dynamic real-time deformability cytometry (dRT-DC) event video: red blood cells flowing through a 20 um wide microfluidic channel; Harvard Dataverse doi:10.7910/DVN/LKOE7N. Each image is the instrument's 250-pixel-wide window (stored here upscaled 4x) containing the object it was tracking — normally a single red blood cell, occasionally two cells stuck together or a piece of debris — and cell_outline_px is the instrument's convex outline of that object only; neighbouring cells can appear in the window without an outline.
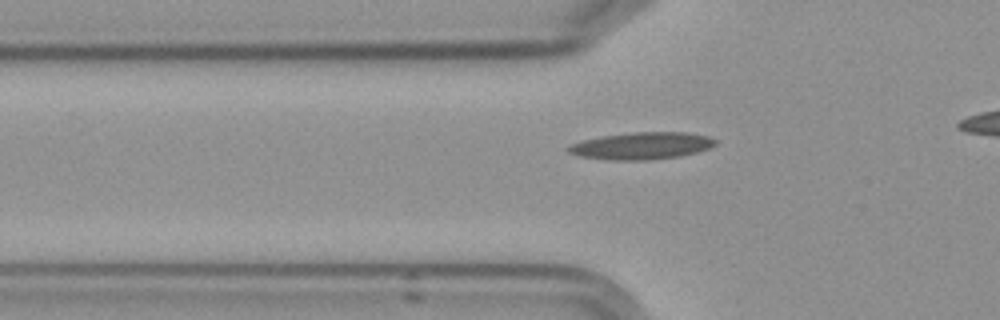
{"species": "Egyptian fruit bat (a non-hibernating species)", "species_latin": "Rousettus aegyptiacus", "temperature_condition": "cold", "stored_images_in_passage": 42, "camera_frame_rate_fps": 3000, "um_per_image_px": 0.085, "frame": {"image": 1, "passage_image": 12, "time_ms": 3.667, "image_size_px": [1000, 320], "cell_outline_px": [[716, 144], [708, 148], [696, 152], [680, 156], [648, 160], [612, 160], [580, 156], [568, 152], [564, 148], [568, 144], [580, 140], [600, 136], [632, 132], [688, 132], [708, 136], [716, 140]], "centroid_in_image_um": [54.48, 12.38], "position_along_channel_um": 71.3, "area_um2": 23.41}}
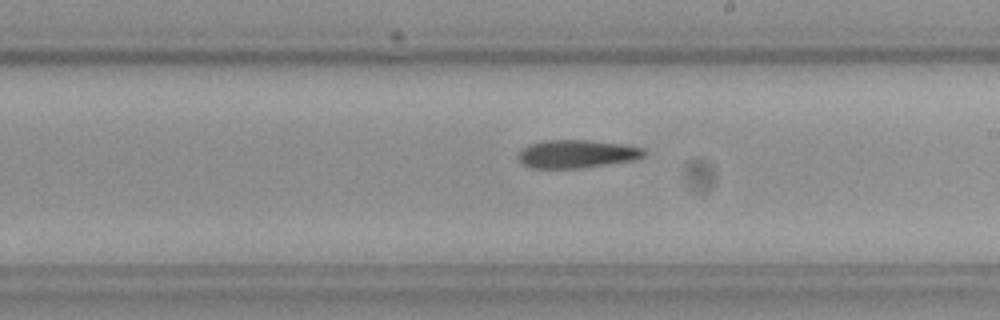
{"frame": {"image": 2, "passage_image": 26, "time_ms": 8.333, "image_size_px": [1000, 320], "cell_outline_px": [[644, 156], [632, 160], [580, 168], [532, 168], [524, 164], [516, 156], [528, 144], [544, 140], [592, 140], [624, 144], [644, 148]], "centroid_in_image_um": [49.01, 13.07], "position_along_channel_um": 240.0, "area_um2": 20.52}}
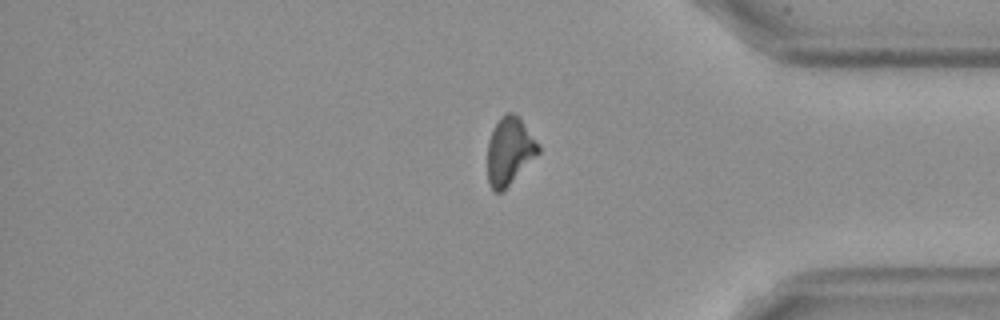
{"frame": {"image": 3, "passage_image": 40, "time_ms": 13.0, "image_size_px": [1000, 320], "cell_outline_px": [[540, 152], [500, 192], [496, 192], [488, 184], [488, 140], [500, 116], [504, 112], [512, 112], [520, 116], [540, 144]], "centroid_in_image_um": [43.32, 12.76], "position_along_channel_um": 391.9, "area_um2": 19.88}}